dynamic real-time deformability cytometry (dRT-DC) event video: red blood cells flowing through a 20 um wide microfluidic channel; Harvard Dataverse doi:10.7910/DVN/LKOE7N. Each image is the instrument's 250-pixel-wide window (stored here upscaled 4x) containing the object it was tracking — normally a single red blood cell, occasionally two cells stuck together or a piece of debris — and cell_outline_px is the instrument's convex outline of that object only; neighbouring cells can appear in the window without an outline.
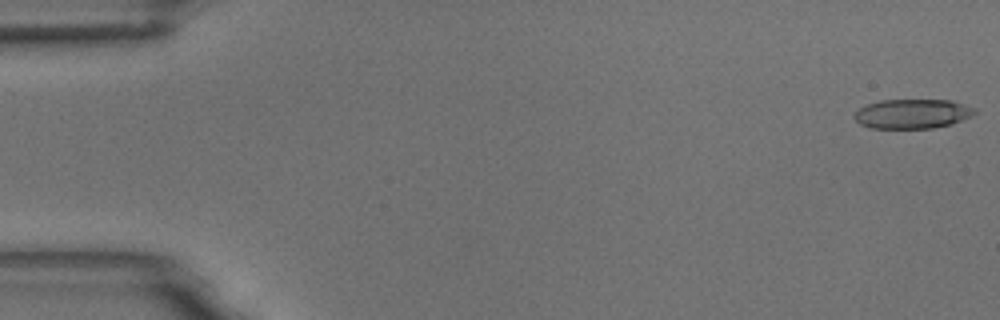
{"species": "common noctule bat (a hibernating species)", "species_latin": "Nyctalus noctula", "temperature_condition": "room temperature", "stored_images_in_passage": 56, "camera_frame_rate_fps": 3000, "um_per_image_px": 0.085, "animal": {"sex": "male", "body_mass_g": 18.8}, "frame": {"image": 1, "passage_image": 1, "time_ms": 0.0, "image_size_px": [1000, 320], "cell_outline_px": [[976, 112], [972, 116], [948, 124], [932, 128], [868, 128], [860, 124], [852, 116], [860, 108], [868, 104], [880, 100], [952, 100], [976, 108]], "centroid_in_image_um": [77.54, 9.67], "position_along_channel_um": 7.5, "area_um2": 20.58}}
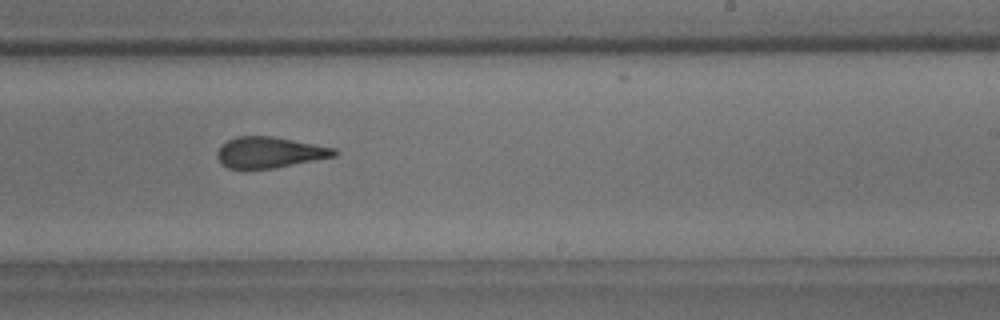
{"frame": {"image": 2, "passage_image": 34, "time_ms": 11.0, "image_size_px": [1000, 320], "cell_outline_px": [[340, 152], [336, 156], [272, 168], [244, 172], [228, 168], [220, 164], [216, 156], [220, 148], [228, 140], [236, 136], [272, 136], [336, 148]], "centroid_in_image_um": [22.87, 12.99], "position_along_channel_um": 266.1, "area_um2": 21.56}}
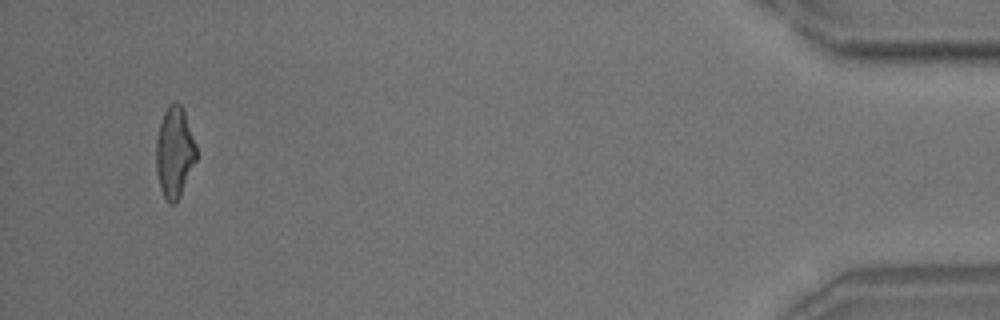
{"frame": {"image": 3, "passage_image": 53, "time_ms": 17.333, "image_size_px": [1000, 320], "cell_outline_px": [[196, 160], [180, 196], [176, 204], [172, 204], [164, 196], [160, 188], [156, 172], [156, 140], [160, 124], [164, 112], [168, 104], [172, 100], [176, 100], [180, 104], [184, 112], [196, 144]], "centroid_in_image_um": [14.83, 12.92], "position_along_channel_um": 420.4, "area_um2": 21.21}, "authors_computed_cell_mechanics": {"area_um2": 21.9351, "velocity_mm_per_s": 3.635, "shape_relaxation_time_tau1_ms": 10.6193, "shape_relaxation_time_tau2_ms": 2.2455, "deformation_change_tau1": 0.2397, "deformation_change_tau2": 0.1204}}